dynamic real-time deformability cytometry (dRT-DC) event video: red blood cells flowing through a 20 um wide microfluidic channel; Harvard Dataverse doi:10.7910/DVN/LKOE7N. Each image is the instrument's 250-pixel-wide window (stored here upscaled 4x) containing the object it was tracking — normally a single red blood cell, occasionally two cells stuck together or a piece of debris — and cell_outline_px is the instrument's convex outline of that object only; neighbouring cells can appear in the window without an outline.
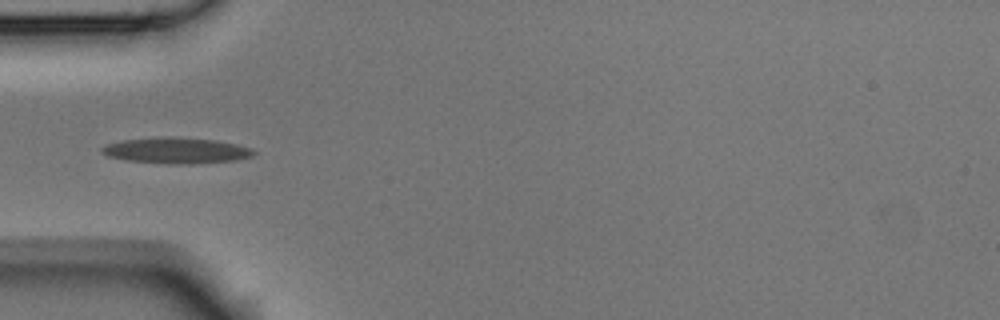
{"species": "Egyptian fruit bat (a non-hibernating species)", "species_latin": "Rousettus aegyptiacus", "temperature_condition": "room temperature", "stored_images_in_passage": 7, "camera_frame_rate_fps": 3000, "um_per_image_px": 0.085, "animal": {"sex": "male"}, "frame": {"image": 1, "passage_image": 4, "time_ms": 1.0, "image_size_px": [1000, 320], "cell_outline_px": [[256, 152], [252, 156], [236, 160], [192, 164], [168, 164], [124, 160], [108, 156], [100, 152], [100, 148], [104, 144], [120, 140], [216, 140], [236, 144], [252, 148]], "centroid_in_image_um": [14.98, 12.86], "position_along_channel_um": 70.0, "area_um2": 21.85}}
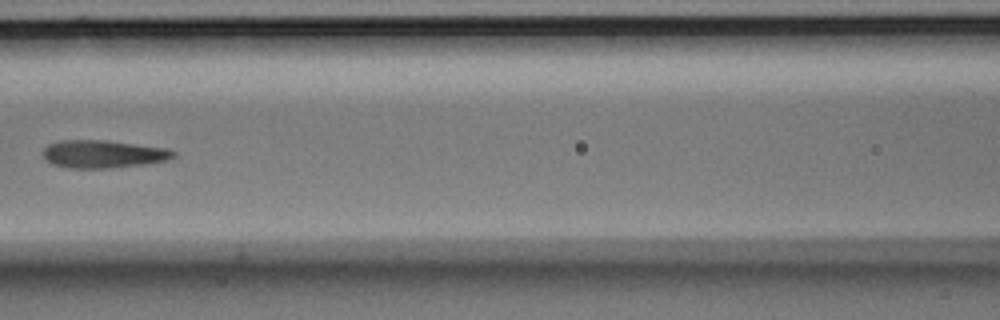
{"frame": {"image": 2, "passage_image": 6, "time_ms": 1.667, "image_size_px": [1000, 320], "cell_outline_px": [[176, 156], [164, 160], [144, 164], [108, 168], [68, 168], [52, 164], [44, 156], [44, 148], [48, 144], [60, 140], [108, 140], [168, 148], [176, 152]], "centroid_in_image_um": [8.78, 13.08], "position_along_channel_um": 157.8, "area_um2": 21.1}}
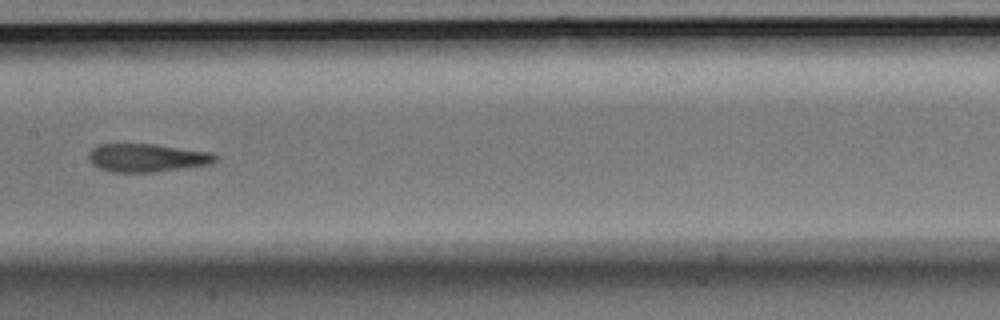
{"frame": {"image": 3, "passage_image": 7, "time_ms": 2.0, "image_size_px": [1000, 320], "cell_outline_px": [[220, 156], [216, 160], [208, 164], [184, 168], [156, 172], [112, 172], [100, 168], [92, 164], [88, 160], [88, 152], [92, 148], [100, 144], [156, 144], [208, 152]], "centroid_in_image_um": [12.46, 13.41], "position_along_channel_um": 194.9, "area_um2": 20.81}}